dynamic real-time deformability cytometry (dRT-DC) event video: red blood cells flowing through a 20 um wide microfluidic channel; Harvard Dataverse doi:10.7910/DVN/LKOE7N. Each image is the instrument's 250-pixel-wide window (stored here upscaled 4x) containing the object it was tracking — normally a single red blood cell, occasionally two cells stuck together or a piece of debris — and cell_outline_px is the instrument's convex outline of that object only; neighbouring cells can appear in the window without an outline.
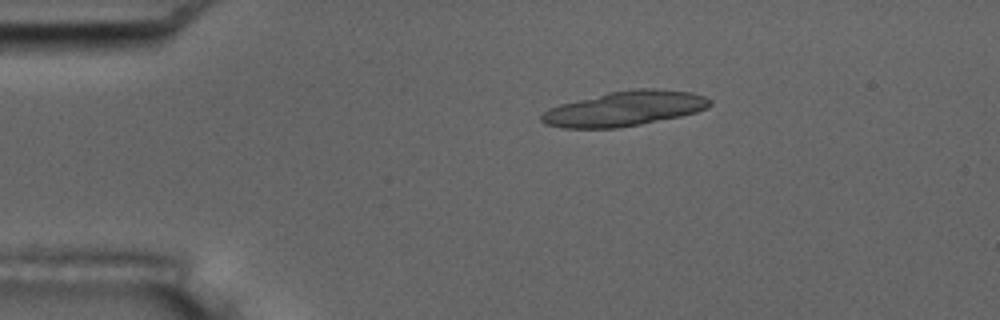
{"species": "common noctule bat (a hibernating species)", "species_latin": "Nyctalus noctula", "temperature_condition": "room temperature", "stored_images_in_passage": 8, "segment_of_instrument_passage": [1, 2], "camera_frame_rate_fps": 3000, "um_per_image_px": 0.085, "animal": {"sex": "male", "body_mass_g": 17.5, "forearm_length_mm": 52.3}, "frame": {"image": 1, "passage_image": 1, "time_ms": 0.0, "image_size_px": [1000, 320], "cell_outline_px": [[712, 104], [708, 108], [696, 112], [680, 116], [620, 128], [564, 128], [544, 124], [540, 120], [540, 116], [548, 108], [560, 104], [608, 92], [632, 88], [656, 88], [692, 92], [704, 96], [712, 100]], "centroid_in_image_um": [53.1, 9.22], "position_along_channel_um": 31.9, "area_um2": 34.45}}